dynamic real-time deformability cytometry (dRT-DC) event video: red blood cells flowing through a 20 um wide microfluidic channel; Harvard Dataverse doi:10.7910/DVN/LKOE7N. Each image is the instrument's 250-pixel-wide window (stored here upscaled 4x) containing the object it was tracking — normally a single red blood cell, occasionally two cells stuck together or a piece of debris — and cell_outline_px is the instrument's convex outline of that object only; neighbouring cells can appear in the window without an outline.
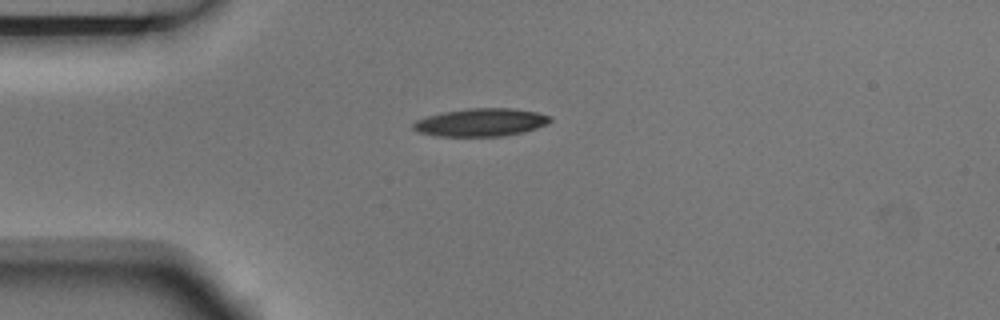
{"species": "Egyptian fruit bat (a non-hibernating species)", "species_latin": "Rousettus aegyptiacus", "temperature_condition": "room temperature", "stored_images_in_passage": 4, "camera_frame_rate_fps": 3000, "um_per_image_px": 0.085, "animal": {"sex": "male"}, "frame": {"image": 1, "passage_image": 2, "time_ms": 0.333, "image_size_px": [1000, 320], "cell_outline_px": [[552, 120], [536, 128], [524, 132], [504, 136], [436, 136], [416, 132], [412, 128], [412, 124], [416, 120], [428, 116], [444, 112], [468, 108], [512, 108], [536, 112], [552, 116]], "centroid_in_image_um": [40.85, 10.4], "position_along_channel_um": 44.1, "area_um2": 22.31}}
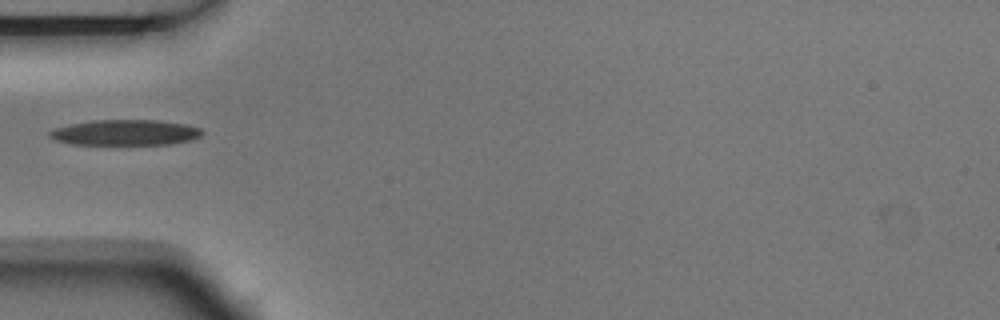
{"frame": {"image": 2, "passage_image": 3, "time_ms": 0.667, "image_size_px": [1000, 320], "cell_outline_px": [[204, 136], [192, 140], [168, 144], [72, 144], [56, 140], [48, 136], [48, 132], [52, 128], [92, 120], [156, 120], [184, 124], [200, 128], [204, 132]], "centroid_in_image_um": [10.66, 11.26], "position_along_channel_um": 74.3, "area_um2": 22.77}}
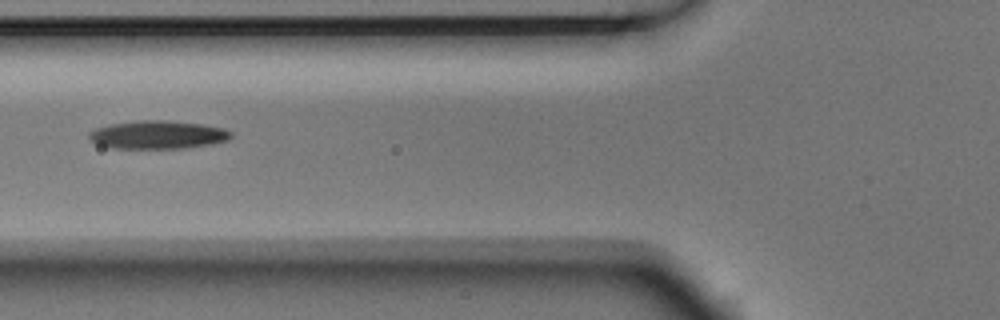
{"frame": {"image": 3, "passage_image": 4, "time_ms": 1.0, "image_size_px": [1000, 320], "cell_outline_px": [[232, 136], [228, 140], [212, 144], [184, 148], [112, 148], [100, 144], [92, 140], [88, 136], [88, 132], [96, 128], [108, 124], [140, 120], [164, 120], [204, 124], [224, 128], [232, 132]], "centroid_in_image_um": [13.44, 11.44], "position_along_channel_um": 112.4, "area_um2": 23.35}}